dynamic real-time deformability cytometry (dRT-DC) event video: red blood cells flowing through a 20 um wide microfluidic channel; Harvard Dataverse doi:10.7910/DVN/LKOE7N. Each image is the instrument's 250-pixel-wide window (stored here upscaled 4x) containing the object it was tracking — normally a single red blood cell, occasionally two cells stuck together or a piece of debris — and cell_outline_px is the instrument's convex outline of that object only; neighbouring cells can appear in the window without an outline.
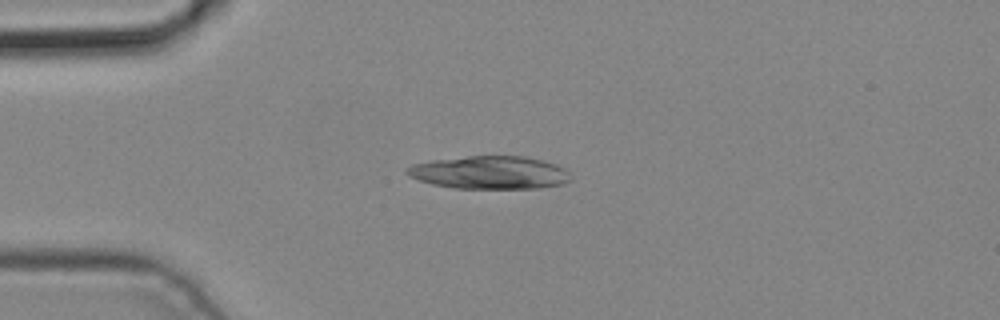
{"species": "common noctule bat (a hibernating species)", "species_latin": "Nyctalus noctula", "temperature_condition": "cold", "stored_images_in_passage": 3, "camera_frame_rate_fps": 3000, "um_per_image_px": 0.085, "animal": {"sex": "male", "body_mass_g": 19.2, "forearm_length_mm": 51.8}, "frame": {"image": 1, "passage_image": 3, "time_ms": 0.667, "image_size_px": [1000, 320], "cell_outline_px": [[572, 180], [564, 184], [536, 188], [456, 188], [432, 184], [408, 176], [404, 172], [404, 168], [412, 164], [432, 160], [468, 156], [524, 156], [544, 160], [556, 164], [564, 168], [568, 172]], "centroid_in_image_um": [41.62, 14.66], "position_along_channel_um": 43.4, "area_um2": 31.62}}